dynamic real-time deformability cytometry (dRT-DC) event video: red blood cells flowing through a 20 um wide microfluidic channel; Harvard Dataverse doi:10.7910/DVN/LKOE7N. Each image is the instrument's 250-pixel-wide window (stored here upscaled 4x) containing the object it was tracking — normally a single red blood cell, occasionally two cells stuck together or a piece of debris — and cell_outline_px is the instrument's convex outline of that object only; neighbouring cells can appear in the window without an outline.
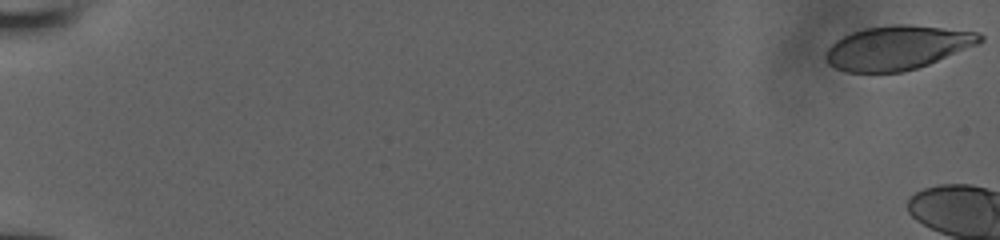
{"species": "human", "species_latin": "Homo sapiens", "temperature_condition": "room temperature", "stored_images_in_passage": 8, "camera_frame_rate_fps": 3000, "um_per_image_px": 0.085, "donor": {"sex": "male"}, "frame": {"image": 1, "passage_image": 1, "time_ms": 0.0, "image_size_px": [1000, 240], "cell_outline_px": [[984, 40], [980, 44], [928, 64], [916, 68], [900, 72], [844, 72], [828, 64], [824, 56], [828, 48], [836, 40], [852, 32], [864, 28], [892, 24], [912, 24], [980, 32], [984, 36]], "centroid_in_image_um": [76.31, 4.04], "position_along_channel_um": 8.7, "area_um2": 39.77}}